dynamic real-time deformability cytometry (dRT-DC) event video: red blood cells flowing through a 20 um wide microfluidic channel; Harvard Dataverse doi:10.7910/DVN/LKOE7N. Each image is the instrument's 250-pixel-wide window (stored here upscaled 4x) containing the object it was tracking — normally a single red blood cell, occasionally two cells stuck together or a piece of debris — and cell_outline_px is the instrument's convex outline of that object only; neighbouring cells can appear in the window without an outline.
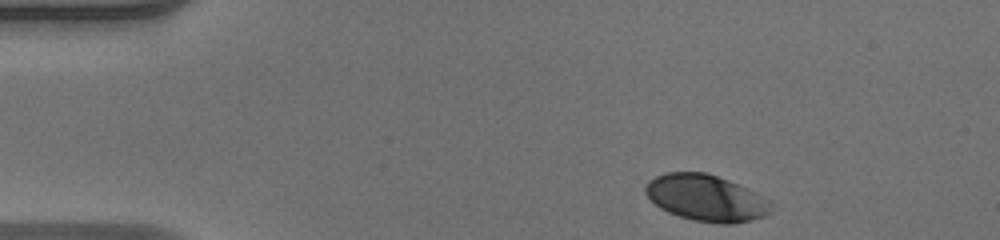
{"species": "human", "species_latin": "Homo sapiens", "temperature_condition": "warm", "stored_images_in_passage": 39, "camera_frame_rate_fps": 3000, "um_per_image_px": 0.085, "donor": {"sex": "male"}, "frame": {"image": 1, "passage_image": 1, "time_ms": 0.0, "image_size_px": [1000, 240], "cell_outline_px": [[772, 212], [764, 216], [732, 224], [720, 224], [692, 220], [668, 212], [660, 208], [644, 192], [644, 188], [648, 180], [656, 176], [668, 172], [708, 172], [748, 188], [756, 192], [768, 200], [772, 204]], "centroid_in_image_um": [60.02, 16.82], "position_along_channel_um": 25.0, "area_um2": 34.04}}
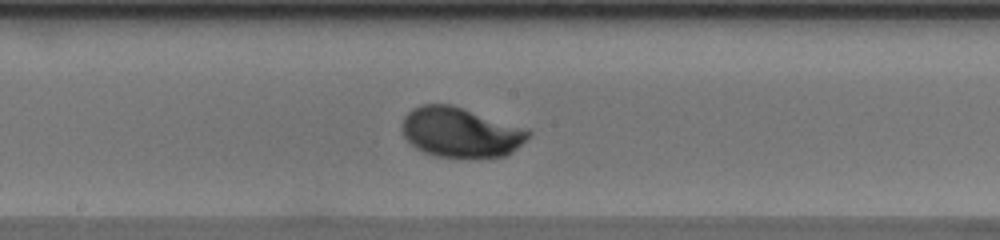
{"frame": {"image": 2, "passage_image": 21, "time_ms": 6.667, "image_size_px": [1000, 240], "cell_outline_px": [[532, 132], [512, 152], [504, 156], [436, 156], [424, 152], [416, 148], [404, 136], [400, 128], [400, 124], [404, 116], [412, 108], [420, 104], [452, 104], [528, 128]], "centroid_in_image_um": [39.11, 11.2], "position_along_channel_um": 209.1, "area_um2": 36.65}}
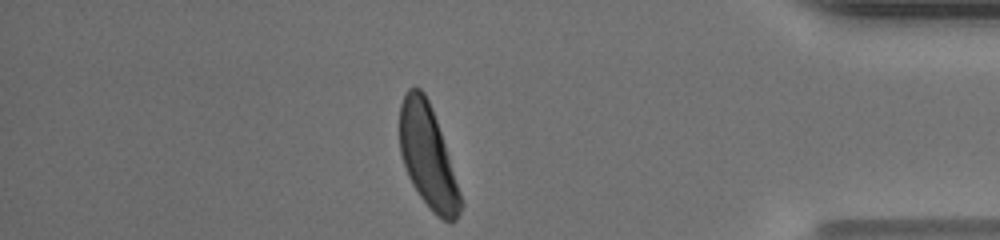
{"frame": {"image": 3, "passage_image": 38, "time_ms": 12.333, "image_size_px": [1000, 240], "cell_outline_px": [[464, 204], [456, 220], [452, 224], [448, 224], [420, 196], [412, 184], [408, 176], [400, 152], [400, 104], [408, 88], [420, 88], [424, 92], [432, 108]], "centroid_in_image_um": [36.36, 13.31], "position_along_channel_um": 398.8, "area_um2": 35.66}, "authors_computed_cell_mechanics": {"area_um2": 35.6048, "velocity_mm_per_s": 3.9409, "shape_relaxation_time_tau1_ms": 2.7847, "shape_relaxation_time_tau2_ms": null, "deformation_change_tau1": 0.1499, "deformation_change_tau2": null}}